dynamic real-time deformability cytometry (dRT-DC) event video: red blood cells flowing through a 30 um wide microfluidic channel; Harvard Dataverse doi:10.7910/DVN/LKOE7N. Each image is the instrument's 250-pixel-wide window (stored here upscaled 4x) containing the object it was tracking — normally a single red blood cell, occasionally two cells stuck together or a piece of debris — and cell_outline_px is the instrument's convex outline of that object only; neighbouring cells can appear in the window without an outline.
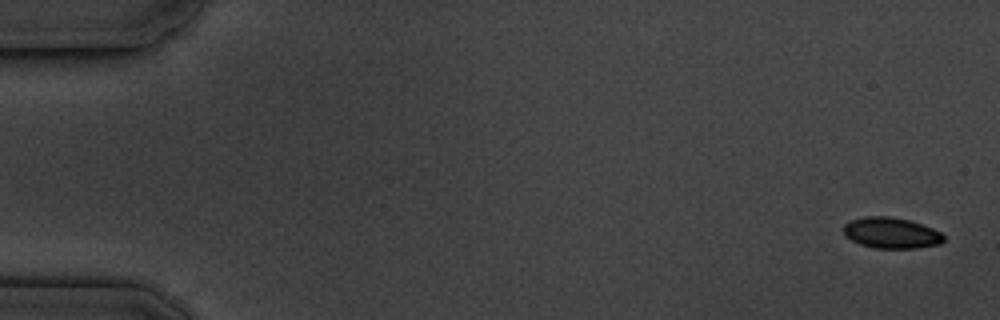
{"species": "common noctule bat (a hibernating species)", "species_latin": "Nyctalus noctula", "temperature_condition": "cold", "stored_images_in_passage": 16, "camera_frame_rate_fps": 3000, "um_per_image_px": 0.085, "animal": {"sex": "male", "body_mass_g": 19.5, "forearm_length_mm": 54.6}, "frame": {"image": 1, "passage_image": 1, "time_ms": 0.0, "image_size_px": [1000, 320], "cell_outline_px": [[944, 240], [940, 244], [916, 248], [876, 248], [860, 244], [844, 236], [844, 224], [852, 220], [864, 216], [888, 216], [908, 220], [932, 228], [940, 232], [944, 236]], "centroid_in_image_um": [75.74, 19.8], "position_along_channel_um": 9.3, "area_um2": 17.92}}
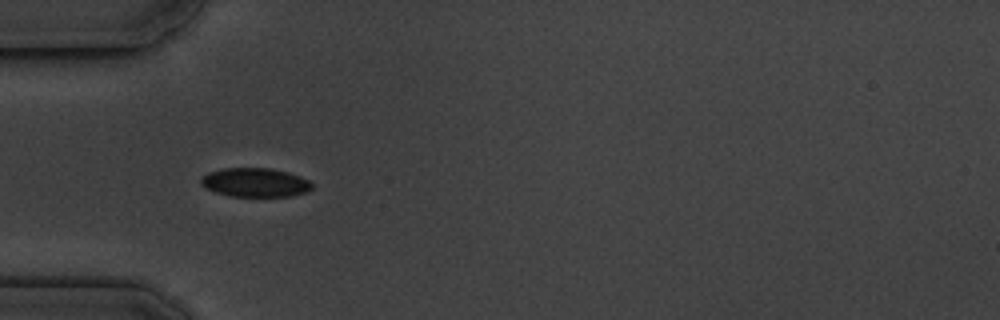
{"frame": {"image": 2, "passage_image": 5, "time_ms": 5.333, "image_size_px": [1000, 320], "cell_outline_px": [[312, 188], [308, 192], [292, 196], [228, 196], [204, 188], [200, 184], [200, 180], [208, 172], [224, 168], [268, 168], [288, 172], [300, 176], [308, 180], [312, 184]], "centroid_in_image_um": [21.68, 15.51], "position_along_channel_um": 63.3, "area_um2": 18.79}}
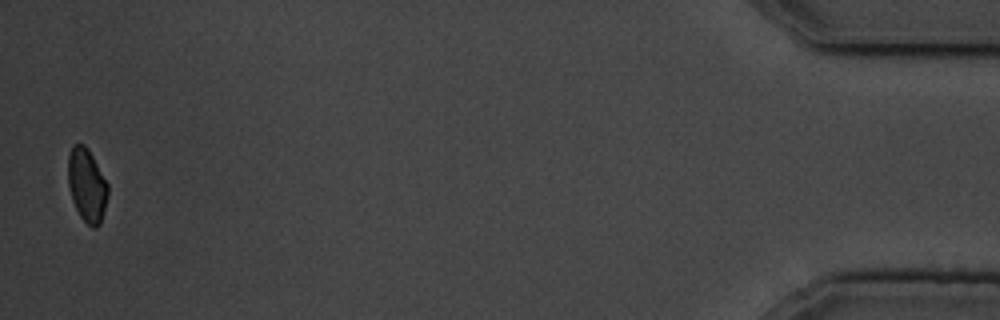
{"frame": {"image": 3, "passage_image": 16, "time_ms": 18.0, "image_size_px": [1000, 320], "cell_outline_px": [[108, 196], [100, 224], [96, 228], [92, 228], [80, 216], [72, 200], [68, 184], [68, 152], [72, 144], [84, 144], [88, 148], [108, 184]], "centroid_in_image_um": [7.38, 15.72], "position_along_channel_um": 427.8, "area_um2": 17.11}, "authors_computed_cell_mechanics": {"area_um2": 18.6983, "velocity_mm_per_s": 3.5753, "shape_relaxation_time_tau1_ms": 2.0133, "shape_relaxation_time_tau2_ms": null, "deformation_change_tau1": 0.0495, "deformation_change_tau2": null}}